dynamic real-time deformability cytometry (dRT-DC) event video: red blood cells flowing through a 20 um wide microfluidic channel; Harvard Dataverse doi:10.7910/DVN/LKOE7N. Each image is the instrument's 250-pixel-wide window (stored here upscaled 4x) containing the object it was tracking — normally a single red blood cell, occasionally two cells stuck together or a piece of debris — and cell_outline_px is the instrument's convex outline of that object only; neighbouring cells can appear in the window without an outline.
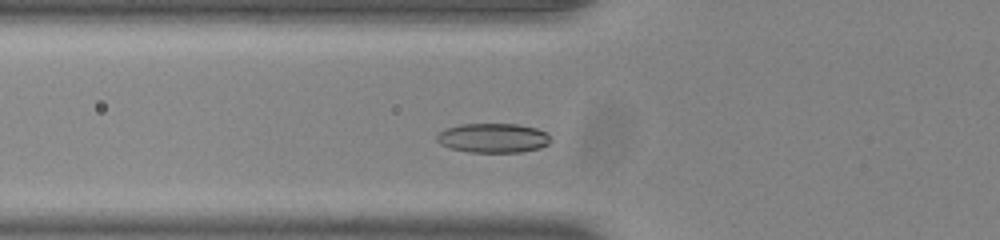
{"species": "common noctule bat (a hibernating species)", "species_latin": "Nyctalus noctula", "temperature_condition": "room temperature", "stored_images_in_passage": 36, "camera_frame_rate_fps": 3000, "um_per_image_px": 0.085, "animal": {"sex": "male", "body_mass_g": 20.0, "forearm_length_mm": 53.3}, "frame": {"image": 1, "passage_image": 2, "time_ms": 0.333, "image_size_px": [1000, 240], "cell_outline_px": [[552, 140], [548, 144], [540, 148], [520, 152], [468, 152], [452, 148], [440, 144], [436, 140], [436, 136], [444, 128], [460, 124], [516, 124], [536, 128], [548, 132]], "centroid_in_image_um": [41.93, 11.72], "position_along_channel_um": 83.9, "area_um2": 19.65}}
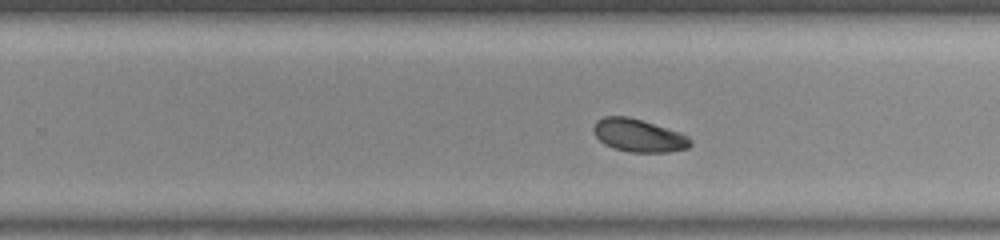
{"frame": {"image": 2, "passage_image": 17, "time_ms": 5.333, "image_size_px": [1000, 240], "cell_outline_px": [[692, 144], [688, 148], [668, 152], [628, 152], [612, 148], [604, 144], [592, 132], [592, 128], [596, 120], [604, 116], [628, 116], [680, 132], [688, 136], [692, 140]], "centroid_in_image_um": [54.26, 11.52], "position_along_channel_um": 275.5, "area_um2": 18.73}}
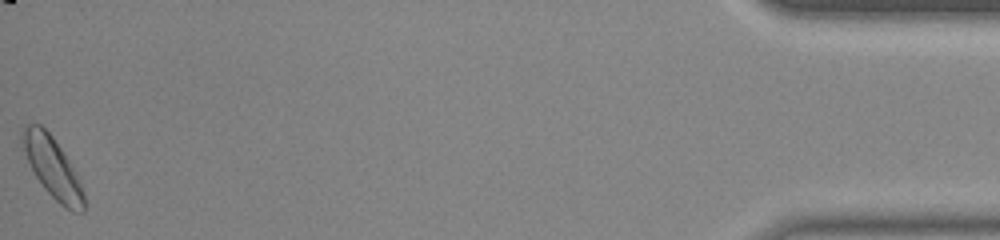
{"frame": {"image": 3, "passage_image": 36, "time_ms": 11.667, "image_size_px": [1000, 240], "cell_outline_px": [[84, 212], [72, 212], [64, 208], [44, 188], [36, 176], [24, 152], [24, 128], [28, 124], [40, 124], [52, 136], [76, 172], [84, 192]], "centroid_in_image_um": [4.52, 14.3], "position_along_channel_um": 430.7, "area_um2": 20.98}, "authors_computed_cell_mechanics": {"area_um2": 18.6983, "velocity_mm_per_s": 3.8342, "shape_relaxation_time_tau1_ms": 3.7896, "shape_relaxation_time_tau2_ms": null, "deformation_change_tau1": 0.0988, "deformation_change_tau2": null}}